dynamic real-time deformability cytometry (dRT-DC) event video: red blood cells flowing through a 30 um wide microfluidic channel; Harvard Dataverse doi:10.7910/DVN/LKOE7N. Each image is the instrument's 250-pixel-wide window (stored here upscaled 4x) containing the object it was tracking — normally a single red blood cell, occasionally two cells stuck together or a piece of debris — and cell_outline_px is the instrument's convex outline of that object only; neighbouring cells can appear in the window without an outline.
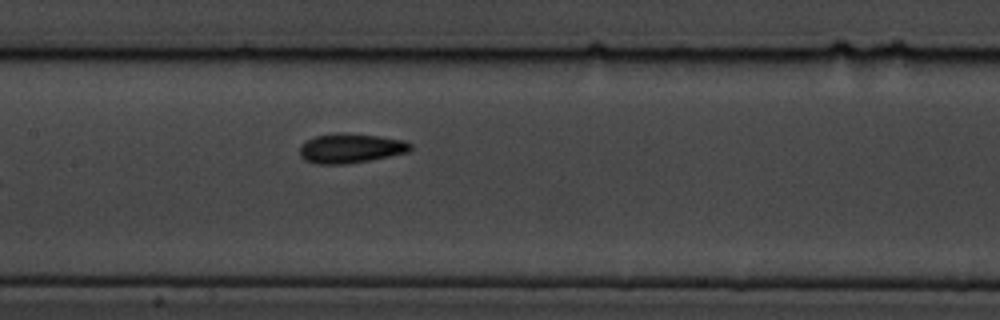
{"species": "common noctule bat (a hibernating species)", "species_latin": "Nyctalus noctula", "temperature_condition": "cold", "stored_images_in_passage": 7, "camera_frame_rate_fps": 3000, "um_per_image_px": 0.085, "animal": {"sex": "male", "body_mass_g": 19.5, "forearm_length_mm": 54.6}, "frame": {"image": 1, "passage_image": 7, "time_ms": 7.667, "image_size_px": [1000, 320], "cell_outline_px": [[412, 148], [408, 152], [348, 164], [316, 164], [304, 160], [300, 156], [300, 144], [316, 136], [380, 136], [404, 140], [412, 144]], "centroid_in_image_um": [29.81, 12.66], "position_along_channel_um": 177.6, "area_um2": 18.15}}